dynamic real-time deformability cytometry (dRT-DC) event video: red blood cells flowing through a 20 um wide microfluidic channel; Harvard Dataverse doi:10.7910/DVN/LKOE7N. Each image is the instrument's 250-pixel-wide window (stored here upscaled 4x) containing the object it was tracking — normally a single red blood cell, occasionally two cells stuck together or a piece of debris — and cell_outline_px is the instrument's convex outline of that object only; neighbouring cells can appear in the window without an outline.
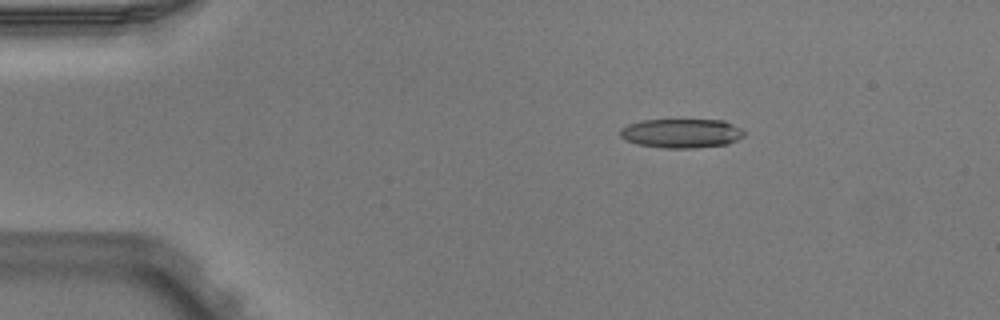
{"species": "Egyptian fruit bat (a non-hibernating species)", "species_latin": "Rousettus aegyptiacus", "temperature_condition": "warm", "stored_images_in_passage": 3, "camera_frame_rate_fps": 3000, "um_per_image_px": 0.085, "animal": {"sex": "male"}, "frame": {"image": 1, "passage_image": 2, "time_ms": 0.333, "image_size_px": [1000, 320], "cell_outline_px": [[744, 136], [728, 144], [692, 148], [664, 148], [636, 144], [624, 140], [620, 136], [620, 128], [628, 124], [640, 120], [724, 120], [740, 128], [744, 132]], "centroid_in_image_um": [57.88, 11.33], "position_along_channel_um": 27.1, "area_um2": 21.15}}